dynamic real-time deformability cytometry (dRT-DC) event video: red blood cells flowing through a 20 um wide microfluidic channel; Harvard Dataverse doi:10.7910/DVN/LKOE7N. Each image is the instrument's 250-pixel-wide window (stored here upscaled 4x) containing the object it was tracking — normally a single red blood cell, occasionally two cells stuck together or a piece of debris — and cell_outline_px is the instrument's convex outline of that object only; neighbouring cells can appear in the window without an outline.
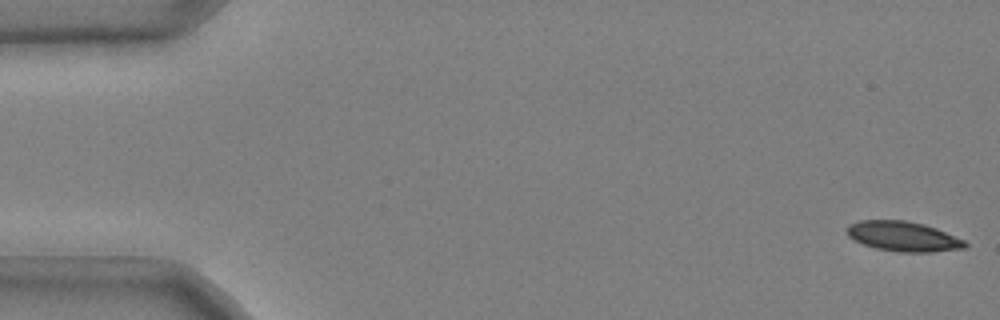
{"species": "common noctule bat (a hibernating species)", "species_latin": "Nyctalus noctula", "temperature_condition": "cold", "stored_images_in_passage": 52, "camera_frame_rate_fps": 3000, "um_per_image_px": 0.085, "animal": {"sex": "male", "body_mass_g": 20.4}, "frame": {"image": 1, "passage_image": 1, "time_ms": 0.0, "image_size_px": [1000, 320], "cell_outline_px": [[968, 244], [964, 248], [932, 252], [900, 252], [876, 248], [864, 244], [848, 236], [844, 228], [848, 224], [860, 220], [904, 220], [924, 224], [936, 228], [964, 240]], "centroid_in_image_um": [76.74, 20.08], "position_along_channel_um": 8.3, "area_um2": 20.58}}
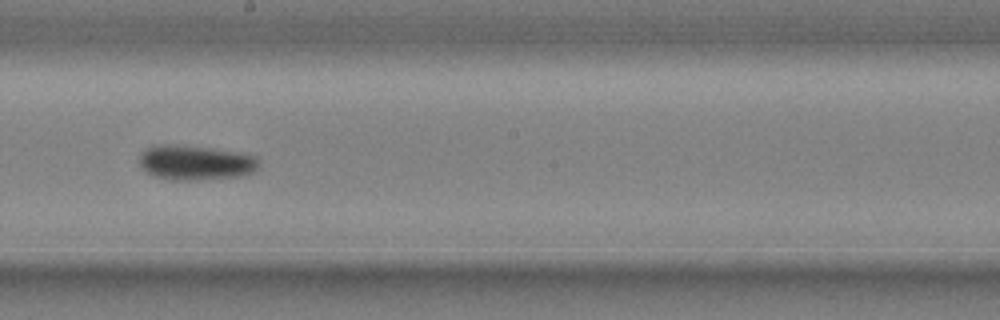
{"frame": {"image": 2, "passage_image": 30, "time_ms": 9.667, "image_size_px": [1000, 320], "cell_outline_px": [[260, 168], [244, 176], [196, 180], [172, 180], [156, 176], [148, 172], [140, 164], [140, 156], [144, 148], [152, 144], [168, 144], [212, 148], [248, 152], [256, 156], [260, 160]], "centroid_in_image_um": [16.7, 13.8], "position_along_channel_um": 231.5, "area_um2": 24.8}}
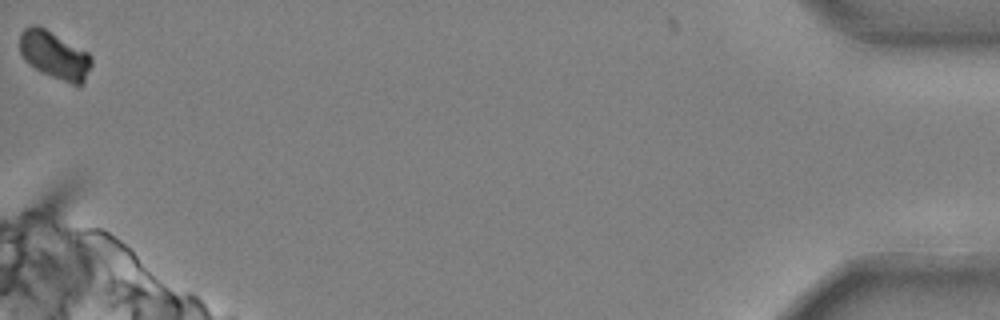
{"frame": {"image": 3, "passage_image": 52, "time_ms": 17.0, "image_size_px": [1000, 320], "cell_outline_px": [[92, 64], [84, 84], [72, 84], [52, 76], [28, 64], [24, 60], [20, 52], [20, 32], [24, 28], [32, 24], [36, 24], [44, 28], [88, 52], [92, 56]], "centroid_in_image_um": [4.64, 4.67], "position_along_channel_um": 430.6, "area_um2": 19.83}, "authors_computed_cell_mechanics": {"area_um2": 21.7617, "velocity_mm_per_s": 3.6851, "shape_relaxation_time_tau1_ms": 6.1014, "shape_relaxation_time_tau2_ms": null, "deformation_change_tau1": 0.1464, "deformation_change_tau2": null}}